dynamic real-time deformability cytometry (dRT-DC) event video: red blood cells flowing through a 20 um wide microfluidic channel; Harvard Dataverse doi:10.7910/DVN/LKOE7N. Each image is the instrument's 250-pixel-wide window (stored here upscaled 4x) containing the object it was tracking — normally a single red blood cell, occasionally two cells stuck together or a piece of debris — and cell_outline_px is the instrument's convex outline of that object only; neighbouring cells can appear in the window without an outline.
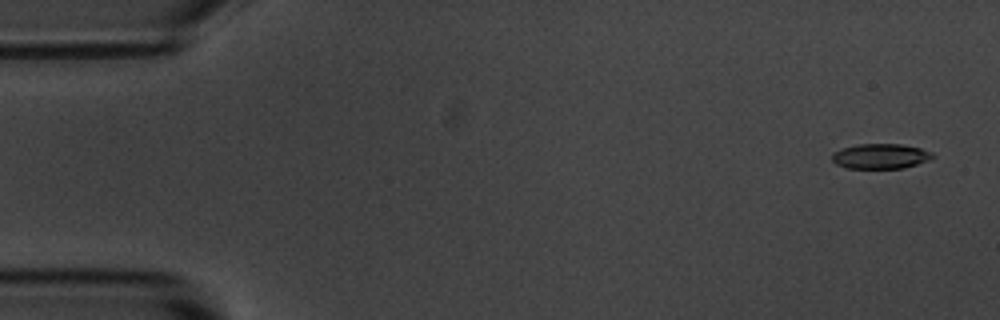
{"species": "common noctule bat (a hibernating species)", "species_latin": "Nyctalus noctula", "temperature_condition": "room temperature", "stored_images_in_passage": 4, "camera_frame_rate_fps": 3000, "um_per_image_px": 0.085, "animal": {"sex": "male", "body_mass_g": 20.1, "forearm_length_mm": 53.5}, "frame": {"image": 1, "passage_image": 1, "time_ms": 0.0, "image_size_px": [1000, 320], "cell_outline_px": [[936, 156], [928, 160], [916, 164], [900, 168], [848, 168], [836, 164], [832, 160], [832, 152], [840, 148], [856, 144], [900, 144], [920, 148], [932, 152]], "centroid_in_image_um": [74.81, 13.26], "position_along_channel_um": 10.2, "area_um2": 14.68}}
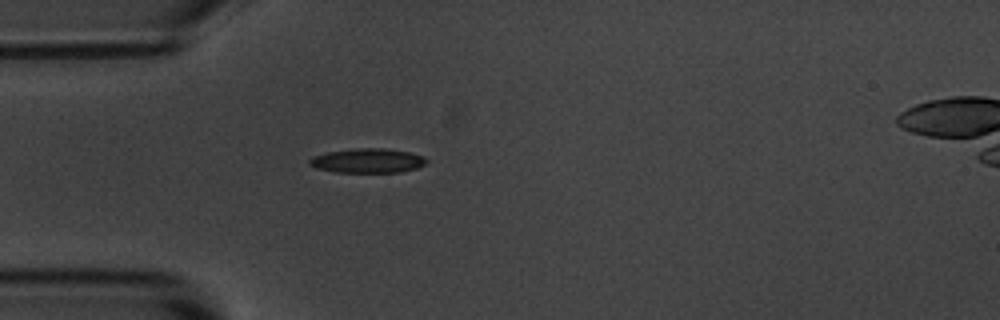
{"frame": {"image": 2, "passage_image": 4, "time_ms": 4.333, "image_size_px": [1000, 320], "cell_outline_px": [[428, 160], [424, 164], [416, 168], [400, 172], [336, 172], [316, 168], [308, 164], [308, 160], [312, 156], [324, 152], [352, 148], [384, 148], [408, 152], [424, 156]], "centroid_in_image_um": [31.19, 13.65], "position_along_channel_um": 53.8, "area_um2": 16.76}}